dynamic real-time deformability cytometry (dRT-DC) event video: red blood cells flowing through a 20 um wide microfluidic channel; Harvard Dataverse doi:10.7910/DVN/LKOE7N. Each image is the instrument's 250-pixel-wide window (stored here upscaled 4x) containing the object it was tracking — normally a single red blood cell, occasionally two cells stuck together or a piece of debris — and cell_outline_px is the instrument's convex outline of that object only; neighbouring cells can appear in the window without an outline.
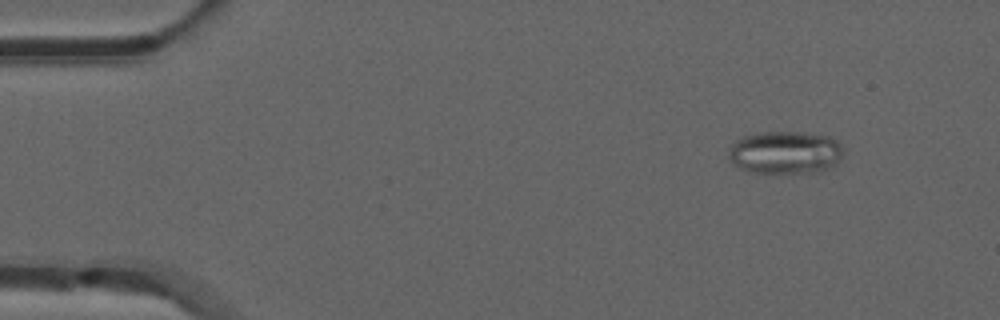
{"species": "common noctule bat (a hibernating species)", "species_latin": "Nyctalus noctula", "temperature_condition": "room temperature", "stored_images_in_passage": 8, "camera_frame_rate_fps": 3000, "um_per_image_px": 0.085, "animal": {"sex": "male", "forearm_length_mm": 52.5}, "frame": {"image": 1, "passage_image": 1, "time_ms": 0.0, "image_size_px": [1000, 320], "cell_outline_px": [[844, 152], [828, 168], [820, 172], [748, 172], [732, 164], [728, 160], [728, 148], [736, 140], [744, 136], [756, 132], [800, 132], [828, 136], [836, 140], [844, 148]], "centroid_in_image_um": [66.68, 12.95], "position_along_channel_um": 18.3, "area_um2": 28.61}}
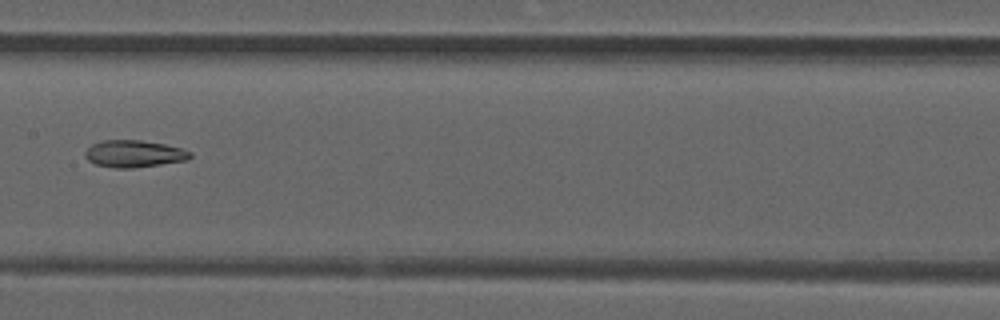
{"frame": {"image": 2, "passage_image": 7, "time_ms": 2.0, "image_size_px": [1000, 320], "cell_outline_px": [[192, 156], [188, 160], [132, 168], [112, 168], [96, 164], [88, 160], [84, 156], [84, 152], [92, 144], [104, 140], [140, 140], [164, 144], [180, 148], [192, 152]], "centroid_in_image_um": [11.38, 13.07], "position_along_channel_um": 196.0, "area_um2": 16.53}}
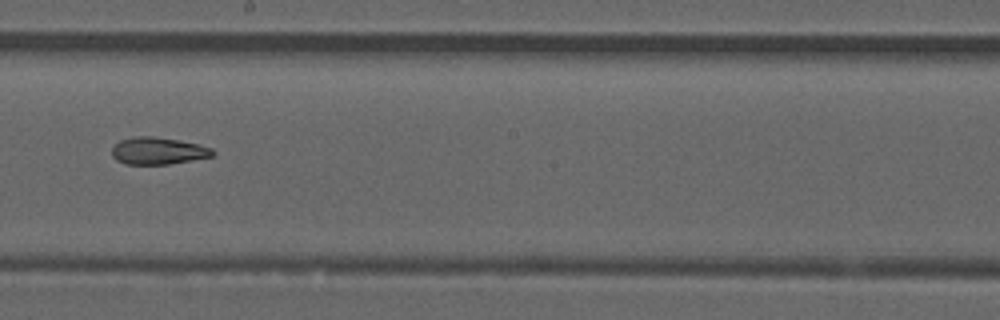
{"frame": {"image": 3, "passage_image": 8, "time_ms": 2.333, "image_size_px": [1000, 320], "cell_outline_px": [[216, 152], [212, 156], [168, 164], [124, 164], [116, 160], [112, 156], [112, 148], [120, 140], [136, 136], [152, 136], [176, 140], [196, 144], [212, 148]], "centroid_in_image_um": [13.4, 12.83], "position_along_channel_um": 234.8, "area_um2": 15.72}}